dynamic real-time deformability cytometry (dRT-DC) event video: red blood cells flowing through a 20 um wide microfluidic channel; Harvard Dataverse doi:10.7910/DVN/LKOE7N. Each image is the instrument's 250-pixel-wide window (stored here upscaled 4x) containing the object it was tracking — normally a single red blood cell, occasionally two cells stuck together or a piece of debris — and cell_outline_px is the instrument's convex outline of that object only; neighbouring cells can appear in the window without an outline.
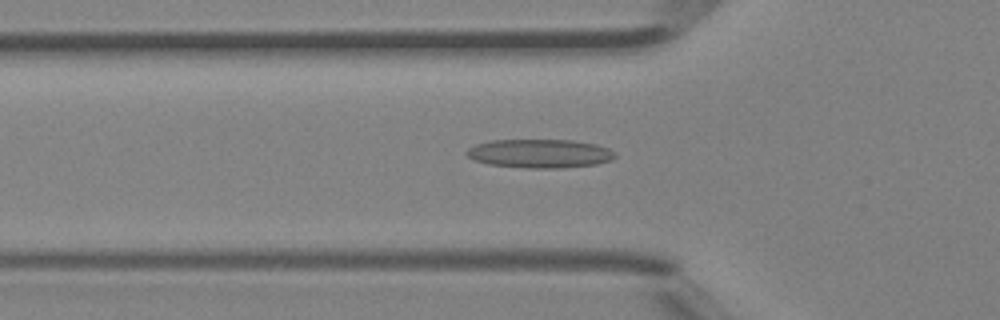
{"species": "Egyptian fruit bat (a non-hibernating species)", "species_latin": "Rousettus aegyptiacus", "temperature_condition": "room temperature", "stored_images_in_passage": 46, "camera_frame_rate_fps": 3000, "um_per_image_px": 0.085, "animal": {"sex": "female"}, "frame": {"image": 1, "passage_image": 15, "time_ms": 4.667, "image_size_px": [1000, 320], "cell_outline_px": [[616, 156], [612, 160], [596, 164], [564, 168], [528, 168], [488, 164], [476, 160], [468, 156], [464, 152], [468, 148], [476, 144], [492, 140], [572, 140], [596, 144], [608, 148], [616, 152]], "centroid_in_image_um": [45.91, 13.05], "position_along_channel_um": 79.9, "area_um2": 24.91}}
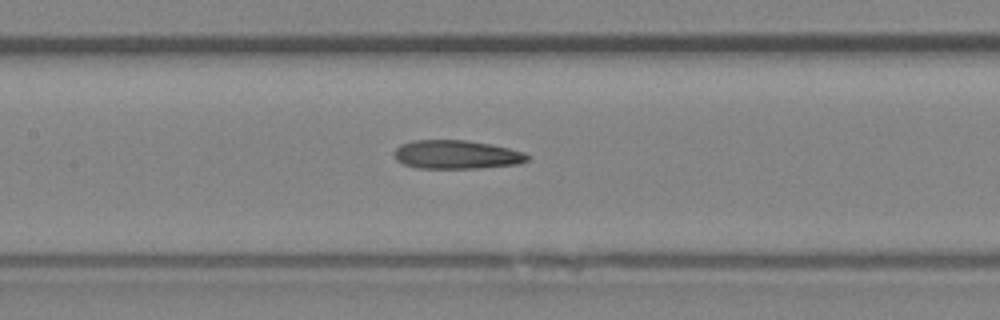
{"frame": {"image": 2, "passage_image": 21, "time_ms": 6.667, "image_size_px": [1000, 320], "cell_outline_px": [[532, 156], [528, 160], [520, 164], [480, 168], [416, 168], [404, 164], [396, 160], [392, 152], [400, 144], [412, 140], [468, 140], [492, 144], [524, 152]], "centroid_in_image_um": [38.81, 13.14], "position_along_channel_um": 168.6, "area_um2": 22.6}}
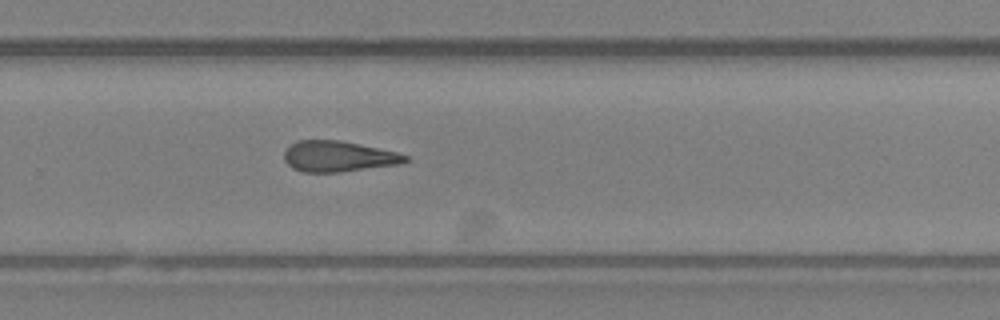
{"frame": {"image": 3, "passage_image": 30, "time_ms": 9.667, "image_size_px": [1000, 320], "cell_outline_px": [[408, 160], [400, 164], [340, 172], [304, 172], [292, 168], [284, 160], [284, 152], [296, 140], [340, 140], [360, 144], [396, 152], [408, 156]], "centroid_in_image_um": [28.74, 13.29], "position_along_channel_um": 301.1, "area_um2": 21.62}, "authors_computed_cell_mechanics": {"area_um2": 22.3975, "velocity_mm_per_s": 4.4301, "shape_relaxation_time_tau1_ms": null, "shape_relaxation_time_tau2_ms": 9.2766, "deformation_change_tau1": null, "deformation_change_tau2": 0.294}}